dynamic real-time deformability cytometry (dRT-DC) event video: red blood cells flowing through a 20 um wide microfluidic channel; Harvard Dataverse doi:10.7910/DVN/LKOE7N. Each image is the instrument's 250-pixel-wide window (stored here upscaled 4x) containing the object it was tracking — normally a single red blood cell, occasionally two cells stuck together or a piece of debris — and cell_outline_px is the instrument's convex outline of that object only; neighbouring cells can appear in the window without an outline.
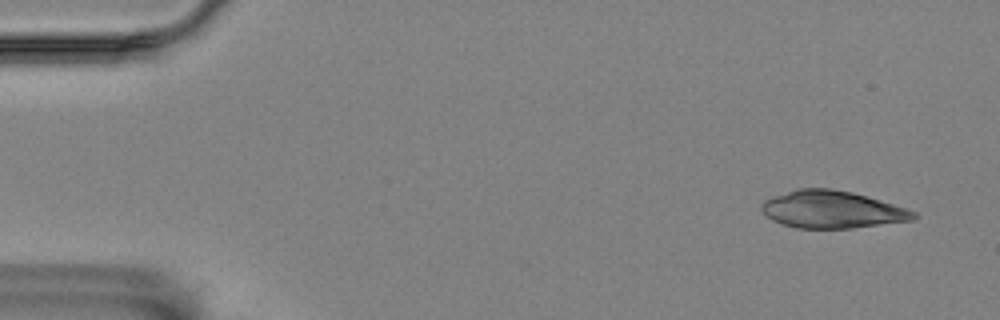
{"species": "Egyptian fruit bat (a non-hibernating species)", "species_latin": "Rousettus aegyptiacus", "temperature_condition": "room temperature", "stored_images_in_passage": 5, "camera_frame_rate_fps": 3000, "um_per_image_px": 0.085, "animal": {"sex": "female"}, "frame": {"image": 1, "passage_image": 1, "time_ms": 0.0, "image_size_px": [1000, 320], "cell_outline_px": [[920, 216], [912, 220], [852, 228], [796, 228], [772, 220], [760, 208], [760, 204], [764, 200], [772, 196], [796, 188], [832, 188], [852, 192], [880, 200], [916, 212]], "centroid_in_image_um": [70.69, 17.8], "position_along_channel_um": 14.3, "area_um2": 33.0}}